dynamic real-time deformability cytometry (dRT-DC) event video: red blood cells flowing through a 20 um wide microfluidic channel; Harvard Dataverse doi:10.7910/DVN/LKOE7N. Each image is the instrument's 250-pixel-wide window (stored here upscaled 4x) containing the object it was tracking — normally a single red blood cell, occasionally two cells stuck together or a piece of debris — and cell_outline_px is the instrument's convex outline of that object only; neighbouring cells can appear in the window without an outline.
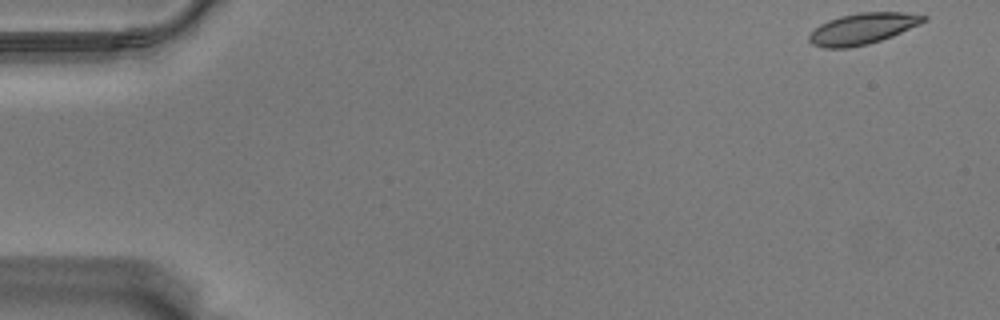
{"species": "Egyptian fruit bat (a non-hibernating species)", "species_latin": "Rousettus aegyptiacus", "temperature_condition": "warm", "stored_images_in_passage": 21, "camera_frame_rate_fps": 3000, "um_per_image_px": 0.085, "animal": {"sex": "male"}, "frame": {"image": 1, "passage_image": 1, "time_ms": 0.0, "image_size_px": [1000, 320], "cell_outline_px": [[928, 20], [920, 24], [892, 36], [868, 44], [848, 48], [824, 48], [812, 44], [808, 40], [808, 36], [820, 24], [828, 20], [840, 16], [860, 12], [904, 12], [928, 16]], "centroid_in_image_um": [73.33, 2.43], "position_along_channel_um": 11.7, "area_um2": 20.75}}
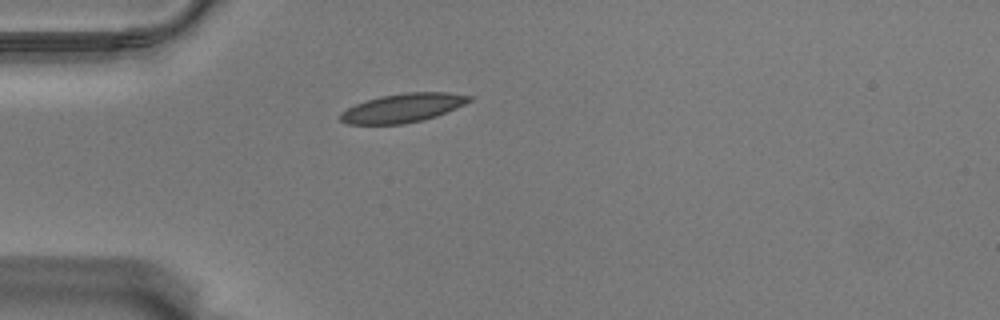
{"frame": {"image": 2, "passage_image": 15, "time_ms": 4.667, "image_size_px": [1000, 320], "cell_outline_px": [[472, 100], [456, 108], [436, 116], [404, 124], [348, 124], [340, 120], [340, 112], [356, 104], [380, 96], [404, 92], [448, 92], [472, 96]], "centroid_in_image_um": [34.24, 9.17], "position_along_channel_um": 50.8, "area_um2": 21.5}}
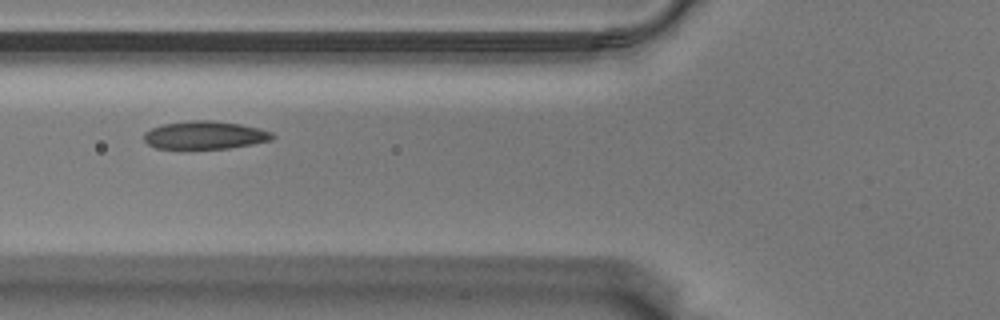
{"frame": {"image": 3, "passage_image": 21, "time_ms": 6.667, "image_size_px": [1000, 320], "cell_outline_px": [[468, 292], [460, 296], [316, 296], [292, 288], [292, 284], [360, 280], [460, 284], [468, 288]], "centroid_in_image_um": [32.37, 24.55], "position_along_channel_um": 93.4, "area_um2": 16.76}}